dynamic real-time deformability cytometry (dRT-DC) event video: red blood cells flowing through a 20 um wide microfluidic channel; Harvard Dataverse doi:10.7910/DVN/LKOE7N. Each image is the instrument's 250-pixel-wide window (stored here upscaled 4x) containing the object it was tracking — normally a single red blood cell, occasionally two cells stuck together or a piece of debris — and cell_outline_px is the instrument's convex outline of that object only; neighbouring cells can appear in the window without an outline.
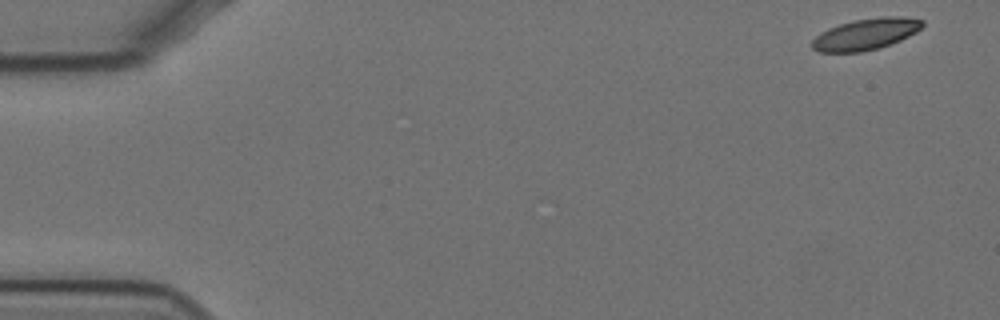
{"species": "Egyptian fruit bat (a non-hibernating species)", "species_latin": "Rousettus aegyptiacus", "temperature_condition": "cold", "stored_images_in_passage": 53, "camera_frame_rate_fps": 3000, "um_per_image_px": 0.085, "animal": {"sex": "female"}, "frame": {"image": 1, "passage_image": 1, "time_ms": 0.0, "image_size_px": [1000, 320], "cell_outline_px": [[924, 24], [916, 32], [900, 40], [876, 48], [860, 52], [820, 52], [812, 48], [812, 40], [820, 32], [828, 28], [840, 24], [856, 20], [884, 16], [904, 16], [924, 20]], "centroid_in_image_um": [73.59, 2.89], "position_along_channel_um": 11.4, "area_um2": 19.94}}
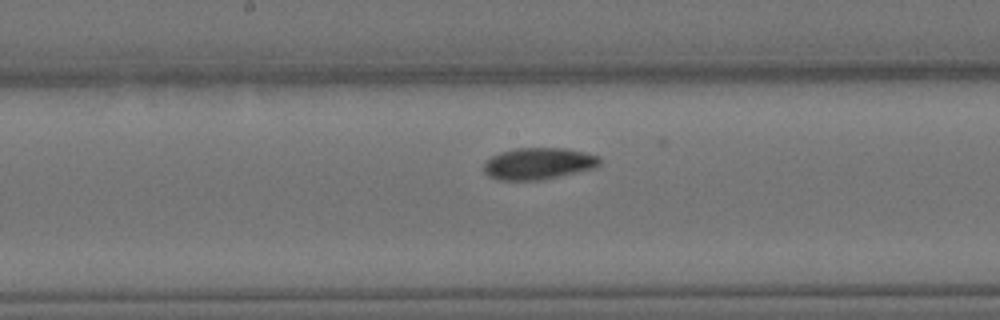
{"frame": {"image": 2, "passage_image": 29, "time_ms": 9.333, "image_size_px": [1000, 320], "cell_outline_px": [[600, 164], [596, 168], [544, 180], [496, 180], [488, 176], [484, 172], [484, 164], [492, 156], [500, 152], [516, 148], [564, 148], [584, 152], [600, 156]], "centroid_in_image_um": [45.78, 13.91], "position_along_channel_um": 202.4, "area_um2": 21.62}}
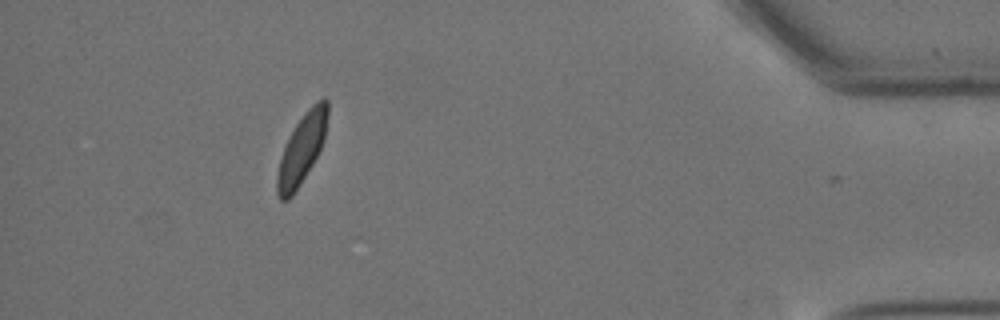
{"frame": {"image": 3, "passage_image": 52, "time_ms": 17.0, "image_size_px": [1000, 320], "cell_outline_px": [[328, 116], [324, 140], [312, 164], [300, 184], [292, 196], [288, 200], [280, 200], [276, 192], [276, 176], [280, 160], [284, 148], [296, 124], [304, 112], [312, 104], [324, 96], [328, 100]], "centroid_in_image_um": [25.66, 12.64], "position_along_channel_um": 409.5, "area_um2": 20.23}, "authors_computed_cell_mechanics": {"area_um2": 20.8658, "velocity_mm_per_s": 3.4336, "shape_relaxation_time_tau1_ms": 6.3291, "shape_relaxation_time_tau2_ms": null, "deformation_change_tau1": 0.1203, "deformation_change_tau2": null}}